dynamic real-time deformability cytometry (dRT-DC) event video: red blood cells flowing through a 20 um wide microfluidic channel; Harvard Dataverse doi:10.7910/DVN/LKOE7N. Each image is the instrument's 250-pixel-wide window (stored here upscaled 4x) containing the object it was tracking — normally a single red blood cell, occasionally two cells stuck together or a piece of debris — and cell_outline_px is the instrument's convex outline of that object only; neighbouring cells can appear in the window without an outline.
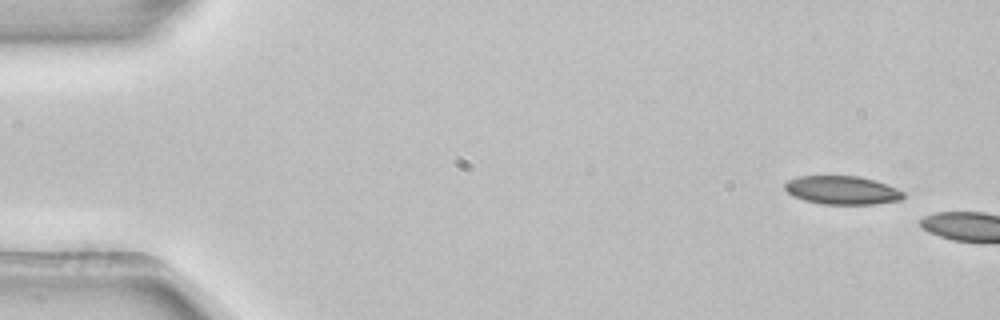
{"species": "common noctule bat (a hibernating species)", "species_latin": "Nyctalus noctula", "temperature_condition": "room temperature", "stored_images_in_passage": 2, "camera_frame_rate_fps": 3000, "um_per_image_px": 0.085, "animal": {"sex": "female", "body_mass_g": 22.7, "forearm_length_mm": 54.2}, "frame": {"image": 1, "passage_image": 1, "time_ms": 0.0, "image_size_px": [1000, 320], "cell_outline_px": [[904, 196], [900, 200], [876, 204], [824, 204], [804, 200], [792, 196], [784, 188], [784, 184], [788, 180], [800, 176], [860, 176], [876, 180], [888, 184], [904, 192]], "centroid_in_image_um": [71.59, 16.16], "position_along_channel_um": 13.4, "area_um2": 19.77}}